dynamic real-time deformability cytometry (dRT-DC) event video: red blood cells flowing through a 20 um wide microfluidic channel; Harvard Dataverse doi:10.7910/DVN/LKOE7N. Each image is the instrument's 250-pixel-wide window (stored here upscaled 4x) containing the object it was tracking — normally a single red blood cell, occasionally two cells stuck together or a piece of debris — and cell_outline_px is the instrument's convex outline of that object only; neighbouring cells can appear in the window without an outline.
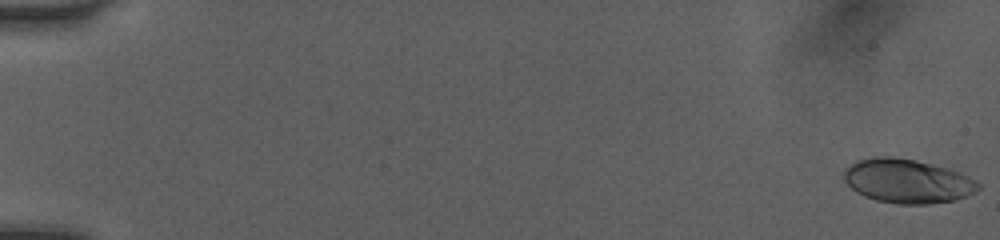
{"species": "human", "species_latin": "Homo sapiens", "temperature_condition": "room temperature", "stored_images_in_passage": 52, "camera_frame_rate_fps": 3000, "um_per_image_px": 0.085, "donor": {"sex": "female"}, "frame": {"image": 1, "passage_image": 1, "time_ms": 0.0, "image_size_px": [1000, 240], "cell_outline_px": [[980, 188], [976, 192], [968, 196], [952, 200], [928, 204], [896, 204], [876, 200], [864, 196], [856, 192], [844, 180], [844, 168], [856, 160], [872, 156], [888, 156], [912, 160], [932, 164], [960, 172], [976, 180], [980, 184]], "centroid_in_image_um": [77.11, 15.39], "position_along_channel_um": 7.9, "area_um2": 34.56}}
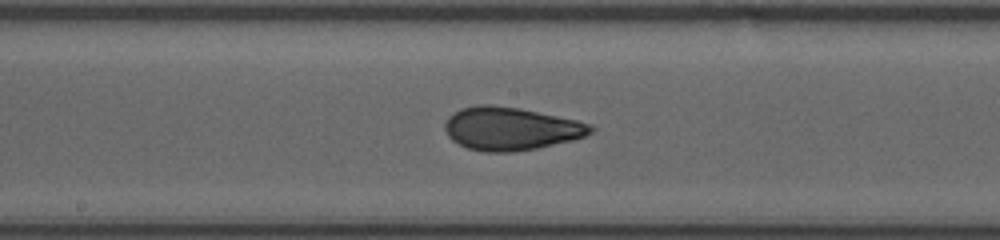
{"frame": {"image": 2, "passage_image": 29, "time_ms": 9.333, "image_size_px": [1000, 240], "cell_outline_px": [[596, 128], [592, 132], [584, 136], [572, 140], [536, 148], [512, 152], [484, 152], [468, 148], [452, 140], [448, 136], [444, 128], [444, 124], [448, 116], [460, 108], [476, 104], [488, 104], [520, 108], [576, 120], [592, 124]], "centroid_in_image_um": [43.39, 10.92], "position_along_channel_um": 204.8, "area_um2": 36.65}}
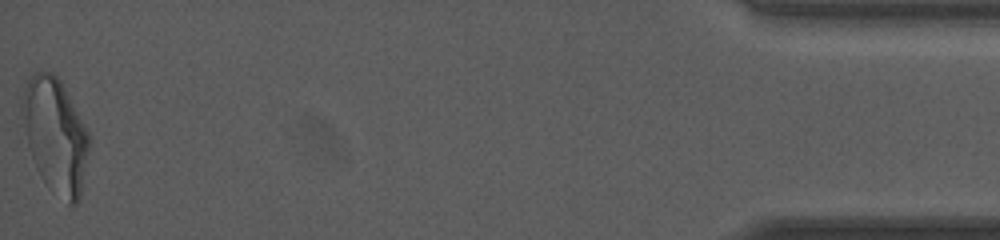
{"frame": {"image": 3, "passage_image": 52, "time_ms": 17.0, "image_size_px": [1000, 240], "cell_outline_px": [[92, 140], [80, 196], [76, 204], [68, 204], [40, 176], [36, 168], [28, 148], [24, 132], [20, 112], [20, 104], [24, 88], [32, 72], [52, 72], [60, 80], [92, 136]], "centroid_in_image_um": [4.71, 11.47], "position_along_channel_um": 430.5, "area_um2": 45.08}, "authors_computed_cell_mechanics": {"area_um2": 35.6337, "velocity_mm_per_s": 4.0613, "shape_relaxation_time_tau1_ms": 7.3256, "shape_relaxation_time_tau2_ms": 1.2943, "deformation_change_tau1": 0.2228, "deformation_change_tau2": 0.0782}}